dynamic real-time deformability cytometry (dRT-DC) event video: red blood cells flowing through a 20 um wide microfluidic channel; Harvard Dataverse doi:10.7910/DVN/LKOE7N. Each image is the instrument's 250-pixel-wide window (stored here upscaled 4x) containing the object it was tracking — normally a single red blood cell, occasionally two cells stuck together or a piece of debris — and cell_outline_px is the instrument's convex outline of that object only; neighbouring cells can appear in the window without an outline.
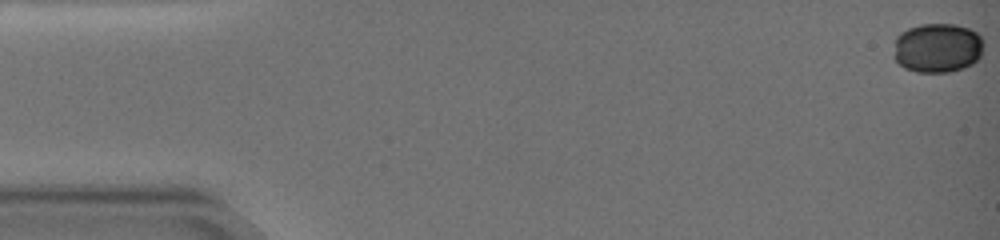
{"species": "common noctule bat (a hibernating species)", "species_latin": "Nyctalus noctula", "temperature_condition": "warm", "stored_images_in_passage": 57, "camera_frame_rate_fps": 3000, "um_per_image_px": 0.085, "animal": {"sex": "female", "body_mass_g": 19.0, "forearm_length_mm": 51.5}, "frame": {"image": 1, "passage_image": 1, "time_ms": 0.0, "image_size_px": [1000, 240], "cell_outline_px": [[984, 44], [980, 56], [972, 64], [964, 68], [948, 72], [916, 72], [904, 68], [892, 56], [896, 36], [900, 32], [908, 28], [920, 24], [956, 24], [968, 28], [976, 32], [984, 40]], "centroid_in_image_um": [79.67, 4.06], "position_along_channel_um": 5.3, "area_um2": 26.3}}
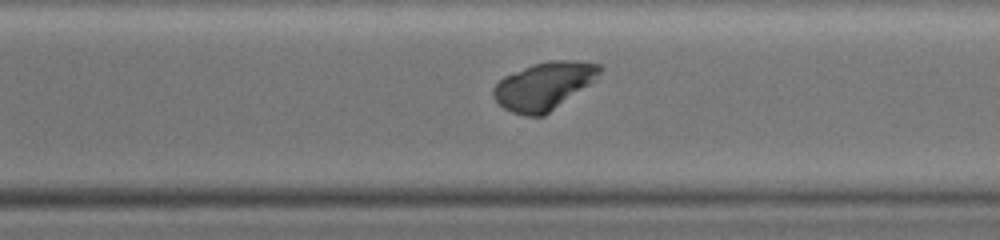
{"frame": {"image": 2, "passage_image": 46, "time_ms": 15.0, "image_size_px": [1000, 240], "cell_outline_px": [[604, 68], [596, 80], [544, 116], [524, 116], [512, 112], [504, 108], [492, 96], [492, 88], [504, 76], [532, 64], [552, 60], [572, 60], [600, 64]], "centroid_in_image_um": [46.25, 7.3], "position_along_channel_um": 324.3, "area_um2": 29.59}}
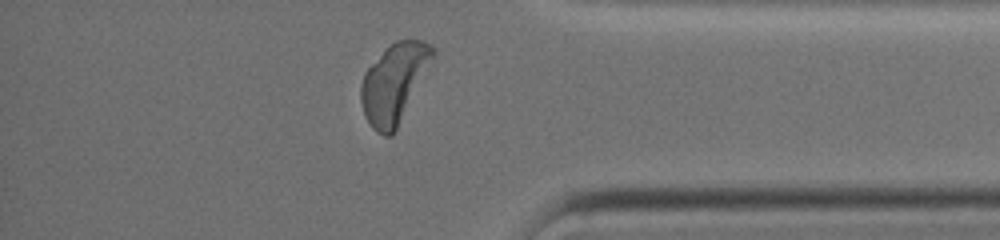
{"frame": {"image": 3, "passage_image": 54, "time_ms": 17.667, "image_size_px": [1000, 240], "cell_outline_px": [[436, 52], [392, 136], [384, 136], [376, 132], [372, 128], [364, 116], [360, 100], [360, 84], [364, 72], [396, 40], [424, 40], [432, 44], [436, 48]], "centroid_in_image_um": [33.48, 7.07], "position_along_channel_um": 401.7, "area_um2": 32.37}, "authors_computed_cell_mechanics": {"area_um2": 29.478, "velocity_mm_per_s": 3.1403, "shape_relaxation_time_tau1_ms": 1.3347, "shape_relaxation_time_tau2_ms": null, "deformation_change_tau1": 0.0378, "deformation_change_tau2": null}}